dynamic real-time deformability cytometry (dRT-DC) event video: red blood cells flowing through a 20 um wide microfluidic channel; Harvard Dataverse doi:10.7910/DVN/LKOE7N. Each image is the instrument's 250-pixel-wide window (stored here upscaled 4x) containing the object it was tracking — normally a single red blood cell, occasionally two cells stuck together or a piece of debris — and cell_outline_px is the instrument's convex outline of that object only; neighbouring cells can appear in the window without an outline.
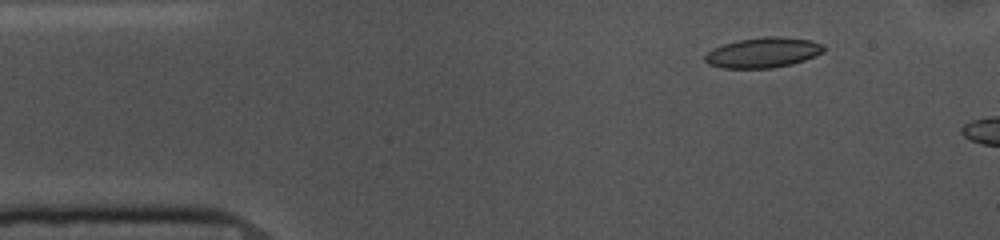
{"species": "common noctule bat (a hibernating species)", "species_latin": "Nyctalus noctula", "temperature_condition": "cold", "stored_images_in_passage": 10, "camera_frame_rate_fps": 3000, "um_per_image_px": 0.085, "animal": {"sex": "female", "body_mass_g": 10.0, "forearm_length_mm": 53.1}, "frame": {"image": 1, "passage_image": 6, "time_ms": 1.667, "image_size_px": [1000, 240], "cell_outline_px": [[824, 52], [816, 56], [792, 64], [772, 68], [724, 68], [708, 64], [704, 60], [704, 56], [712, 48], [736, 40], [764, 36], [784, 36], [812, 40], [824, 44]], "centroid_in_image_um": [64.88, 4.45], "position_along_channel_um": 20.1, "area_um2": 21.21}}